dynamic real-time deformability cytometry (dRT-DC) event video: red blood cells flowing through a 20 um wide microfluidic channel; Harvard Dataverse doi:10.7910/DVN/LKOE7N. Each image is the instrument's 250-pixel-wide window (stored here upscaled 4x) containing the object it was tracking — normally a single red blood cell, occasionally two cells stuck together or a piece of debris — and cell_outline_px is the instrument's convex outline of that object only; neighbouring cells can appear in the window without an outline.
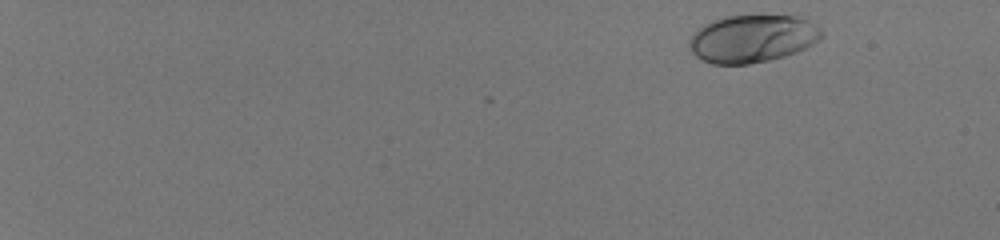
{"species": "human", "species_latin": "Homo sapiens", "temperature_condition": "room temperature", "stored_images_in_passage": 51, "camera_frame_rate_fps": 3000, "um_per_image_px": 0.085, "donor": {"sex": "male"}, "frame": {"image": 1, "passage_image": 2, "time_ms": 0.333, "image_size_px": [1000, 240], "cell_outline_px": [[824, 36], [812, 44], [796, 52], [784, 56], [768, 60], [748, 64], [712, 64], [700, 60], [688, 48], [688, 40], [704, 24], [712, 20], [724, 16], [796, 16], [808, 20], [820, 28], [824, 32]], "centroid_in_image_um": [63.93, 3.29], "position_along_channel_um": 21.1, "area_um2": 36.7}}
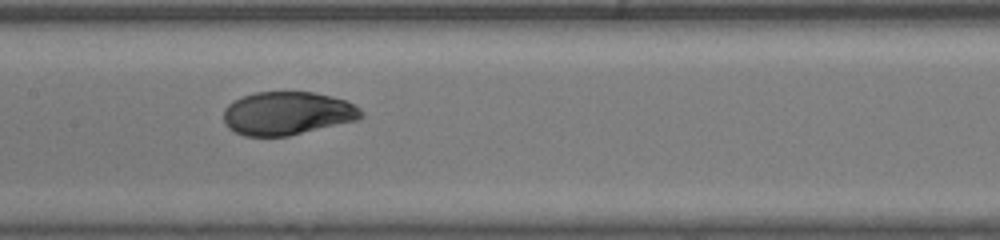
{"frame": {"image": 2, "passage_image": 29, "time_ms": 9.333, "image_size_px": [1000, 240], "cell_outline_px": [[364, 116], [360, 120], [288, 136], [244, 136], [228, 128], [224, 124], [224, 108], [232, 100], [256, 92], [312, 92], [332, 96], [356, 104], [364, 112]], "centroid_in_image_um": [24.45, 9.64], "position_along_channel_um": 182.9, "area_um2": 35.08}}
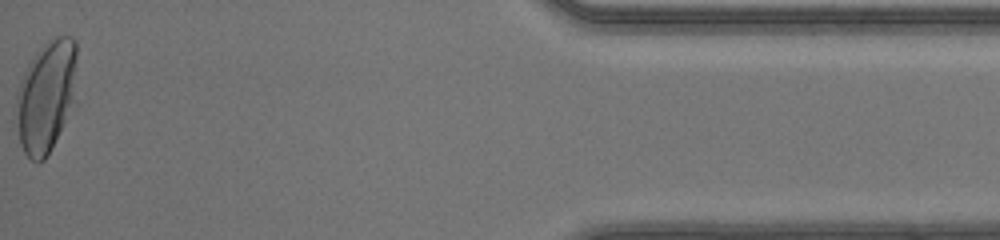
{"frame": {"image": 3, "passage_image": 51, "time_ms": 16.667, "image_size_px": [1000, 240], "cell_outline_px": [[76, 56], [68, 100], [64, 120], [52, 148], [44, 160], [36, 164], [24, 152], [20, 144], [16, 100], [16, 96], [20, 80], [28, 64], [36, 52], [48, 40], [56, 36], [72, 36], [76, 40]], "centroid_in_image_um": [3.84, 8.16], "position_along_channel_um": 431.4, "area_um2": 37.57}, "authors_computed_cell_mechanics": {"area_um2": 35.7204, "velocity_mm_per_s": 4.1389, "shape_relaxation_time_tau1_ms": 3.4845, "shape_relaxation_time_tau2_ms": null, "deformation_change_tau1": 0.1777, "deformation_change_tau2": null}}